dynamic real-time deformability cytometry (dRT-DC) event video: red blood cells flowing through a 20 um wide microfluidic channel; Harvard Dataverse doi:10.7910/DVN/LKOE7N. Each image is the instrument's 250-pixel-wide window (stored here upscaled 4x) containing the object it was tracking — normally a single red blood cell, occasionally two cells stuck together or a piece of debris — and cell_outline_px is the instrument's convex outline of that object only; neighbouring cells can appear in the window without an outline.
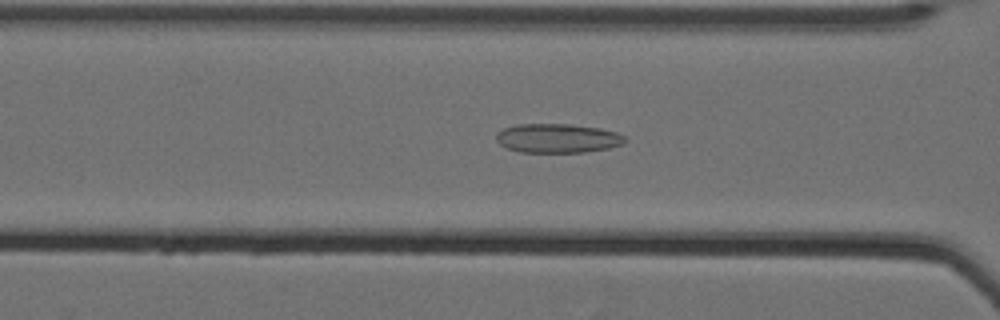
{"species": "Egyptian fruit bat (a non-hibernating species)", "species_latin": "Rousettus aegyptiacus", "temperature_condition": "cold", "stored_images_in_passage": 61, "camera_frame_rate_fps": 3000, "um_per_image_px": 0.085, "animal": {"sex": "female"}, "frame": {"image": 1, "passage_image": 29, "time_ms": 9.333, "image_size_px": [1000, 320], "cell_outline_px": [[628, 140], [624, 144], [608, 148], [584, 152], [520, 152], [508, 148], [500, 144], [496, 140], [496, 132], [504, 128], [516, 124], [568, 124], [600, 128], [616, 132], [624, 136]], "centroid_in_image_um": [47.4, 11.75], "position_along_channel_um": 119.2, "area_um2": 21.91}}
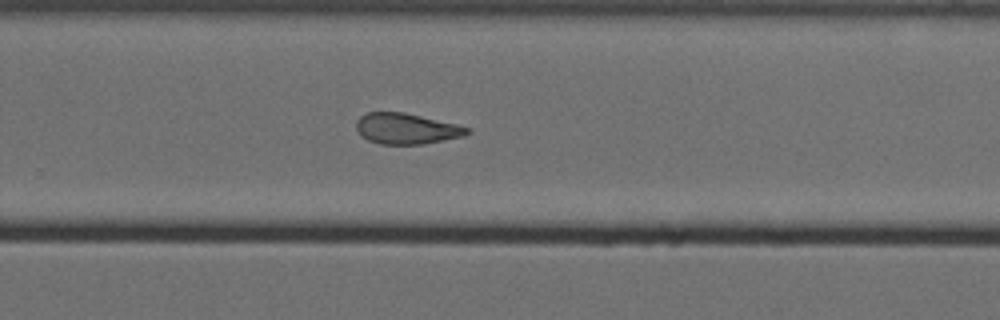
{"frame": {"image": 2, "passage_image": 44, "time_ms": 14.333, "image_size_px": [1000, 320], "cell_outline_px": [[472, 132], [464, 136], [444, 140], [420, 144], [380, 144], [368, 140], [360, 136], [356, 128], [356, 120], [364, 112], [404, 112], [456, 124], [468, 128]], "centroid_in_image_um": [34.5, 10.93], "position_along_channel_um": 295.3, "area_um2": 19.94}}
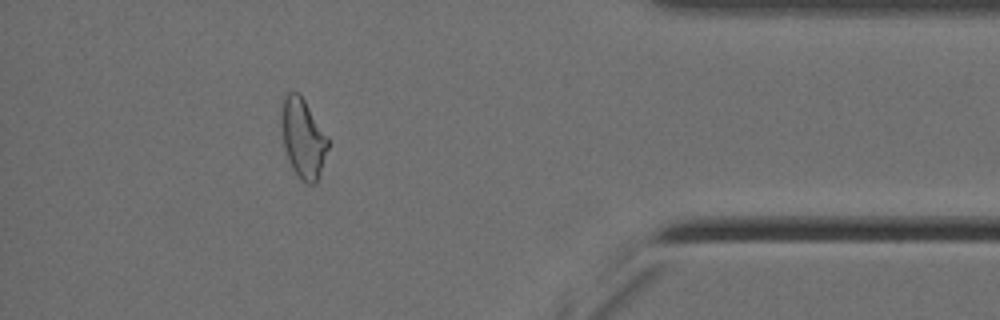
{"frame": {"image": 3, "passage_image": 56, "time_ms": 18.333, "image_size_px": [1000, 320], "cell_outline_px": [[328, 148], [320, 172], [316, 180], [312, 184], [308, 184], [300, 180], [292, 168], [288, 160], [284, 148], [280, 124], [280, 112], [284, 96], [288, 92], [296, 92], [304, 100], [328, 136]], "centroid_in_image_um": [25.72, 11.74], "position_along_channel_um": 409.5, "area_um2": 21.56}, "authors_computed_cell_mechanics": {"area_um2": 23.409, "velocity_mm_per_s": 3.5136, "shape_relaxation_time_tau1_ms": null, "shape_relaxation_time_tau2_ms": 2.9909, "deformation_change_tau1": null, "deformation_change_tau2": 0.1161}}